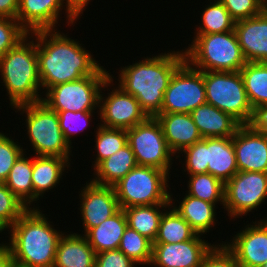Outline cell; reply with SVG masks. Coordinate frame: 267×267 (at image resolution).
Returning <instances> with one entry per match:
<instances>
[{
    "label": "cell",
    "mask_w": 267,
    "mask_h": 267,
    "mask_svg": "<svg viewBox=\"0 0 267 267\" xmlns=\"http://www.w3.org/2000/svg\"><path fill=\"white\" fill-rule=\"evenodd\" d=\"M37 44L41 87L47 91L57 84L91 75H110L89 51L55 29L31 32Z\"/></svg>",
    "instance_id": "obj_1"
},
{
    "label": "cell",
    "mask_w": 267,
    "mask_h": 267,
    "mask_svg": "<svg viewBox=\"0 0 267 267\" xmlns=\"http://www.w3.org/2000/svg\"><path fill=\"white\" fill-rule=\"evenodd\" d=\"M182 51L161 53L121 68L118 86L136 98L148 117H156L161 112L170 80L186 61Z\"/></svg>",
    "instance_id": "obj_2"
},
{
    "label": "cell",
    "mask_w": 267,
    "mask_h": 267,
    "mask_svg": "<svg viewBox=\"0 0 267 267\" xmlns=\"http://www.w3.org/2000/svg\"><path fill=\"white\" fill-rule=\"evenodd\" d=\"M38 208H29L10 227L8 245L15 267L54 266L57 246L65 233L53 229Z\"/></svg>",
    "instance_id": "obj_3"
},
{
    "label": "cell",
    "mask_w": 267,
    "mask_h": 267,
    "mask_svg": "<svg viewBox=\"0 0 267 267\" xmlns=\"http://www.w3.org/2000/svg\"><path fill=\"white\" fill-rule=\"evenodd\" d=\"M30 33L0 60L3 86L7 89L10 106L42 101L39 95L41 80L38 69L37 44ZM31 40L29 41L28 40ZM31 38V39H30Z\"/></svg>",
    "instance_id": "obj_4"
},
{
    "label": "cell",
    "mask_w": 267,
    "mask_h": 267,
    "mask_svg": "<svg viewBox=\"0 0 267 267\" xmlns=\"http://www.w3.org/2000/svg\"><path fill=\"white\" fill-rule=\"evenodd\" d=\"M189 46L184 51L185 59L200 71L237 72L247 63L235 30L196 34Z\"/></svg>",
    "instance_id": "obj_5"
},
{
    "label": "cell",
    "mask_w": 267,
    "mask_h": 267,
    "mask_svg": "<svg viewBox=\"0 0 267 267\" xmlns=\"http://www.w3.org/2000/svg\"><path fill=\"white\" fill-rule=\"evenodd\" d=\"M168 179L169 174L161 169L137 165L113 186L119 207L171 204Z\"/></svg>",
    "instance_id": "obj_6"
},
{
    "label": "cell",
    "mask_w": 267,
    "mask_h": 267,
    "mask_svg": "<svg viewBox=\"0 0 267 267\" xmlns=\"http://www.w3.org/2000/svg\"><path fill=\"white\" fill-rule=\"evenodd\" d=\"M14 108L26 114L28 138L37 156H57L70 160L72 146L63 136L57 112L42 101Z\"/></svg>",
    "instance_id": "obj_7"
},
{
    "label": "cell",
    "mask_w": 267,
    "mask_h": 267,
    "mask_svg": "<svg viewBox=\"0 0 267 267\" xmlns=\"http://www.w3.org/2000/svg\"><path fill=\"white\" fill-rule=\"evenodd\" d=\"M206 102L231 115L241 125L251 123V107L240 71H204Z\"/></svg>",
    "instance_id": "obj_8"
},
{
    "label": "cell",
    "mask_w": 267,
    "mask_h": 267,
    "mask_svg": "<svg viewBox=\"0 0 267 267\" xmlns=\"http://www.w3.org/2000/svg\"><path fill=\"white\" fill-rule=\"evenodd\" d=\"M112 82L111 75H91L57 84L45 92L42 102L54 111H93L99 108L101 89Z\"/></svg>",
    "instance_id": "obj_9"
},
{
    "label": "cell",
    "mask_w": 267,
    "mask_h": 267,
    "mask_svg": "<svg viewBox=\"0 0 267 267\" xmlns=\"http://www.w3.org/2000/svg\"><path fill=\"white\" fill-rule=\"evenodd\" d=\"M127 143L131 147L138 166H151L170 174L172 156L165 140L161 124L156 117L127 129Z\"/></svg>",
    "instance_id": "obj_10"
},
{
    "label": "cell",
    "mask_w": 267,
    "mask_h": 267,
    "mask_svg": "<svg viewBox=\"0 0 267 267\" xmlns=\"http://www.w3.org/2000/svg\"><path fill=\"white\" fill-rule=\"evenodd\" d=\"M206 103L204 71L193 68L185 61L170 80L160 113H191Z\"/></svg>",
    "instance_id": "obj_11"
},
{
    "label": "cell",
    "mask_w": 267,
    "mask_h": 267,
    "mask_svg": "<svg viewBox=\"0 0 267 267\" xmlns=\"http://www.w3.org/2000/svg\"><path fill=\"white\" fill-rule=\"evenodd\" d=\"M267 198V173L238 171L225 183L224 208L228 216H245ZM258 206V207H257Z\"/></svg>",
    "instance_id": "obj_12"
},
{
    "label": "cell",
    "mask_w": 267,
    "mask_h": 267,
    "mask_svg": "<svg viewBox=\"0 0 267 267\" xmlns=\"http://www.w3.org/2000/svg\"><path fill=\"white\" fill-rule=\"evenodd\" d=\"M101 93L102 91L99 96L100 108L97 112L103 124L99 125L127 130L148 118L136 98L123 91L119 86L108 93L106 98Z\"/></svg>",
    "instance_id": "obj_13"
},
{
    "label": "cell",
    "mask_w": 267,
    "mask_h": 267,
    "mask_svg": "<svg viewBox=\"0 0 267 267\" xmlns=\"http://www.w3.org/2000/svg\"><path fill=\"white\" fill-rule=\"evenodd\" d=\"M197 234L179 243H153L150 265L158 267H200L205 254L213 245Z\"/></svg>",
    "instance_id": "obj_14"
},
{
    "label": "cell",
    "mask_w": 267,
    "mask_h": 267,
    "mask_svg": "<svg viewBox=\"0 0 267 267\" xmlns=\"http://www.w3.org/2000/svg\"><path fill=\"white\" fill-rule=\"evenodd\" d=\"M264 219L245 226L232 238L231 243L225 242L239 267H260L267 262V217Z\"/></svg>",
    "instance_id": "obj_15"
},
{
    "label": "cell",
    "mask_w": 267,
    "mask_h": 267,
    "mask_svg": "<svg viewBox=\"0 0 267 267\" xmlns=\"http://www.w3.org/2000/svg\"><path fill=\"white\" fill-rule=\"evenodd\" d=\"M87 183L79 194V210L85 231L83 235L120 209L114 187L98 185L92 181Z\"/></svg>",
    "instance_id": "obj_16"
},
{
    "label": "cell",
    "mask_w": 267,
    "mask_h": 267,
    "mask_svg": "<svg viewBox=\"0 0 267 267\" xmlns=\"http://www.w3.org/2000/svg\"><path fill=\"white\" fill-rule=\"evenodd\" d=\"M238 171L267 173V137L250 124L241 125L232 137Z\"/></svg>",
    "instance_id": "obj_17"
},
{
    "label": "cell",
    "mask_w": 267,
    "mask_h": 267,
    "mask_svg": "<svg viewBox=\"0 0 267 267\" xmlns=\"http://www.w3.org/2000/svg\"><path fill=\"white\" fill-rule=\"evenodd\" d=\"M234 30L247 62H267V9L236 21Z\"/></svg>",
    "instance_id": "obj_18"
},
{
    "label": "cell",
    "mask_w": 267,
    "mask_h": 267,
    "mask_svg": "<svg viewBox=\"0 0 267 267\" xmlns=\"http://www.w3.org/2000/svg\"><path fill=\"white\" fill-rule=\"evenodd\" d=\"M64 1L19 0L16 19L28 33L56 29Z\"/></svg>",
    "instance_id": "obj_19"
},
{
    "label": "cell",
    "mask_w": 267,
    "mask_h": 267,
    "mask_svg": "<svg viewBox=\"0 0 267 267\" xmlns=\"http://www.w3.org/2000/svg\"><path fill=\"white\" fill-rule=\"evenodd\" d=\"M156 119L161 124L167 145L174 154L203 139L190 113H159Z\"/></svg>",
    "instance_id": "obj_20"
},
{
    "label": "cell",
    "mask_w": 267,
    "mask_h": 267,
    "mask_svg": "<svg viewBox=\"0 0 267 267\" xmlns=\"http://www.w3.org/2000/svg\"><path fill=\"white\" fill-rule=\"evenodd\" d=\"M206 164L207 173L224 184L238 172L232 137L206 138Z\"/></svg>",
    "instance_id": "obj_21"
},
{
    "label": "cell",
    "mask_w": 267,
    "mask_h": 267,
    "mask_svg": "<svg viewBox=\"0 0 267 267\" xmlns=\"http://www.w3.org/2000/svg\"><path fill=\"white\" fill-rule=\"evenodd\" d=\"M203 138L233 137L241 124L215 106L203 104L190 113Z\"/></svg>",
    "instance_id": "obj_22"
},
{
    "label": "cell",
    "mask_w": 267,
    "mask_h": 267,
    "mask_svg": "<svg viewBox=\"0 0 267 267\" xmlns=\"http://www.w3.org/2000/svg\"><path fill=\"white\" fill-rule=\"evenodd\" d=\"M59 240L53 267H95L96 253L84 235L72 233Z\"/></svg>",
    "instance_id": "obj_23"
},
{
    "label": "cell",
    "mask_w": 267,
    "mask_h": 267,
    "mask_svg": "<svg viewBox=\"0 0 267 267\" xmlns=\"http://www.w3.org/2000/svg\"><path fill=\"white\" fill-rule=\"evenodd\" d=\"M69 164L66 158L57 156L36 155L32 158L33 202L60 183L65 167L69 168Z\"/></svg>",
    "instance_id": "obj_24"
},
{
    "label": "cell",
    "mask_w": 267,
    "mask_h": 267,
    "mask_svg": "<svg viewBox=\"0 0 267 267\" xmlns=\"http://www.w3.org/2000/svg\"><path fill=\"white\" fill-rule=\"evenodd\" d=\"M127 227L126 215L120 208L114 215L98 226L91 228L84 236L96 254L119 249L123 233Z\"/></svg>",
    "instance_id": "obj_25"
},
{
    "label": "cell",
    "mask_w": 267,
    "mask_h": 267,
    "mask_svg": "<svg viewBox=\"0 0 267 267\" xmlns=\"http://www.w3.org/2000/svg\"><path fill=\"white\" fill-rule=\"evenodd\" d=\"M136 166L134 153L127 144L93 169L95 178L91 181L98 185L113 187Z\"/></svg>",
    "instance_id": "obj_26"
},
{
    "label": "cell",
    "mask_w": 267,
    "mask_h": 267,
    "mask_svg": "<svg viewBox=\"0 0 267 267\" xmlns=\"http://www.w3.org/2000/svg\"><path fill=\"white\" fill-rule=\"evenodd\" d=\"M180 205L173 209L181 215L199 235L211 230L216 219L215 204L185 194Z\"/></svg>",
    "instance_id": "obj_27"
},
{
    "label": "cell",
    "mask_w": 267,
    "mask_h": 267,
    "mask_svg": "<svg viewBox=\"0 0 267 267\" xmlns=\"http://www.w3.org/2000/svg\"><path fill=\"white\" fill-rule=\"evenodd\" d=\"M173 204H153L143 206H132L124 208L127 226L137 231L140 235L154 242L156 239L159 222L163 211L160 208H172Z\"/></svg>",
    "instance_id": "obj_28"
},
{
    "label": "cell",
    "mask_w": 267,
    "mask_h": 267,
    "mask_svg": "<svg viewBox=\"0 0 267 267\" xmlns=\"http://www.w3.org/2000/svg\"><path fill=\"white\" fill-rule=\"evenodd\" d=\"M240 73L253 110L267 105V62H247Z\"/></svg>",
    "instance_id": "obj_29"
},
{
    "label": "cell",
    "mask_w": 267,
    "mask_h": 267,
    "mask_svg": "<svg viewBox=\"0 0 267 267\" xmlns=\"http://www.w3.org/2000/svg\"><path fill=\"white\" fill-rule=\"evenodd\" d=\"M4 184L28 208L33 202L32 158L23 152L15 161Z\"/></svg>",
    "instance_id": "obj_30"
},
{
    "label": "cell",
    "mask_w": 267,
    "mask_h": 267,
    "mask_svg": "<svg viewBox=\"0 0 267 267\" xmlns=\"http://www.w3.org/2000/svg\"><path fill=\"white\" fill-rule=\"evenodd\" d=\"M197 233L173 208L160 219L158 233L153 243H179L193 239Z\"/></svg>",
    "instance_id": "obj_31"
},
{
    "label": "cell",
    "mask_w": 267,
    "mask_h": 267,
    "mask_svg": "<svg viewBox=\"0 0 267 267\" xmlns=\"http://www.w3.org/2000/svg\"><path fill=\"white\" fill-rule=\"evenodd\" d=\"M188 195L210 202L223 204L225 184L210 173L189 175Z\"/></svg>",
    "instance_id": "obj_32"
},
{
    "label": "cell",
    "mask_w": 267,
    "mask_h": 267,
    "mask_svg": "<svg viewBox=\"0 0 267 267\" xmlns=\"http://www.w3.org/2000/svg\"><path fill=\"white\" fill-rule=\"evenodd\" d=\"M202 26L196 28L195 34H212L233 31L235 20L219 0L210 2L202 13ZM198 29V30H197Z\"/></svg>",
    "instance_id": "obj_33"
},
{
    "label": "cell",
    "mask_w": 267,
    "mask_h": 267,
    "mask_svg": "<svg viewBox=\"0 0 267 267\" xmlns=\"http://www.w3.org/2000/svg\"><path fill=\"white\" fill-rule=\"evenodd\" d=\"M119 250L138 265L150 264L153 242L127 226L121 238Z\"/></svg>",
    "instance_id": "obj_34"
},
{
    "label": "cell",
    "mask_w": 267,
    "mask_h": 267,
    "mask_svg": "<svg viewBox=\"0 0 267 267\" xmlns=\"http://www.w3.org/2000/svg\"><path fill=\"white\" fill-rule=\"evenodd\" d=\"M99 127V128H98ZM95 137V149L97 150L94 169L105 159L112 156L118 150L126 146L127 131L125 129L107 128L99 125Z\"/></svg>",
    "instance_id": "obj_35"
},
{
    "label": "cell",
    "mask_w": 267,
    "mask_h": 267,
    "mask_svg": "<svg viewBox=\"0 0 267 267\" xmlns=\"http://www.w3.org/2000/svg\"><path fill=\"white\" fill-rule=\"evenodd\" d=\"M28 209L4 182H0V233L10 229Z\"/></svg>",
    "instance_id": "obj_36"
},
{
    "label": "cell",
    "mask_w": 267,
    "mask_h": 267,
    "mask_svg": "<svg viewBox=\"0 0 267 267\" xmlns=\"http://www.w3.org/2000/svg\"><path fill=\"white\" fill-rule=\"evenodd\" d=\"M28 34L17 19L0 17V60Z\"/></svg>",
    "instance_id": "obj_37"
},
{
    "label": "cell",
    "mask_w": 267,
    "mask_h": 267,
    "mask_svg": "<svg viewBox=\"0 0 267 267\" xmlns=\"http://www.w3.org/2000/svg\"><path fill=\"white\" fill-rule=\"evenodd\" d=\"M65 140L71 146V136L86 129L94 111H55ZM89 122V123H88ZM85 127V128H84Z\"/></svg>",
    "instance_id": "obj_38"
},
{
    "label": "cell",
    "mask_w": 267,
    "mask_h": 267,
    "mask_svg": "<svg viewBox=\"0 0 267 267\" xmlns=\"http://www.w3.org/2000/svg\"><path fill=\"white\" fill-rule=\"evenodd\" d=\"M235 21L259 15L266 9V0H219Z\"/></svg>",
    "instance_id": "obj_39"
},
{
    "label": "cell",
    "mask_w": 267,
    "mask_h": 267,
    "mask_svg": "<svg viewBox=\"0 0 267 267\" xmlns=\"http://www.w3.org/2000/svg\"><path fill=\"white\" fill-rule=\"evenodd\" d=\"M25 152L21 145L0 132V182H5L18 157Z\"/></svg>",
    "instance_id": "obj_40"
},
{
    "label": "cell",
    "mask_w": 267,
    "mask_h": 267,
    "mask_svg": "<svg viewBox=\"0 0 267 267\" xmlns=\"http://www.w3.org/2000/svg\"><path fill=\"white\" fill-rule=\"evenodd\" d=\"M182 153L186 155V169L184 172L187 171L189 175L207 173L208 164H206V138L186 147L181 151V154Z\"/></svg>",
    "instance_id": "obj_41"
},
{
    "label": "cell",
    "mask_w": 267,
    "mask_h": 267,
    "mask_svg": "<svg viewBox=\"0 0 267 267\" xmlns=\"http://www.w3.org/2000/svg\"><path fill=\"white\" fill-rule=\"evenodd\" d=\"M218 245H213L205 254L200 267H239L233 252L225 243Z\"/></svg>",
    "instance_id": "obj_42"
},
{
    "label": "cell",
    "mask_w": 267,
    "mask_h": 267,
    "mask_svg": "<svg viewBox=\"0 0 267 267\" xmlns=\"http://www.w3.org/2000/svg\"><path fill=\"white\" fill-rule=\"evenodd\" d=\"M137 265L119 249H113L96 254L95 267H135Z\"/></svg>",
    "instance_id": "obj_43"
},
{
    "label": "cell",
    "mask_w": 267,
    "mask_h": 267,
    "mask_svg": "<svg viewBox=\"0 0 267 267\" xmlns=\"http://www.w3.org/2000/svg\"><path fill=\"white\" fill-rule=\"evenodd\" d=\"M66 5V18L69 24L76 22L78 16L83 14V10L89 4L90 0H65Z\"/></svg>",
    "instance_id": "obj_44"
},
{
    "label": "cell",
    "mask_w": 267,
    "mask_h": 267,
    "mask_svg": "<svg viewBox=\"0 0 267 267\" xmlns=\"http://www.w3.org/2000/svg\"><path fill=\"white\" fill-rule=\"evenodd\" d=\"M250 125L260 134L267 137V105L254 111Z\"/></svg>",
    "instance_id": "obj_45"
},
{
    "label": "cell",
    "mask_w": 267,
    "mask_h": 267,
    "mask_svg": "<svg viewBox=\"0 0 267 267\" xmlns=\"http://www.w3.org/2000/svg\"><path fill=\"white\" fill-rule=\"evenodd\" d=\"M19 0H0V17L16 19Z\"/></svg>",
    "instance_id": "obj_46"
},
{
    "label": "cell",
    "mask_w": 267,
    "mask_h": 267,
    "mask_svg": "<svg viewBox=\"0 0 267 267\" xmlns=\"http://www.w3.org/2000/svg\"><path fill=\"white\" fill-rule=\"evenodd\" d=\"M0 267H15L8 243L0 244Z\"/></svg>",
    "instance_id": "obj_47"
},
{
    "label": "cell",
    "mask_w": 267,
    "mask_h": 267,
    "mask_svg": "<svg viewBox=\"0 0 267 267\" xmlns=\"http://www.w3.org/2000/svg\"><path fill=\"white\" fill-rule=\"evenodd\" d=\"M260 267H267V262L266 263H264L262 266H260Z\"/></svg>",
    "instance_id": "obj_48"
}]
</instances>
